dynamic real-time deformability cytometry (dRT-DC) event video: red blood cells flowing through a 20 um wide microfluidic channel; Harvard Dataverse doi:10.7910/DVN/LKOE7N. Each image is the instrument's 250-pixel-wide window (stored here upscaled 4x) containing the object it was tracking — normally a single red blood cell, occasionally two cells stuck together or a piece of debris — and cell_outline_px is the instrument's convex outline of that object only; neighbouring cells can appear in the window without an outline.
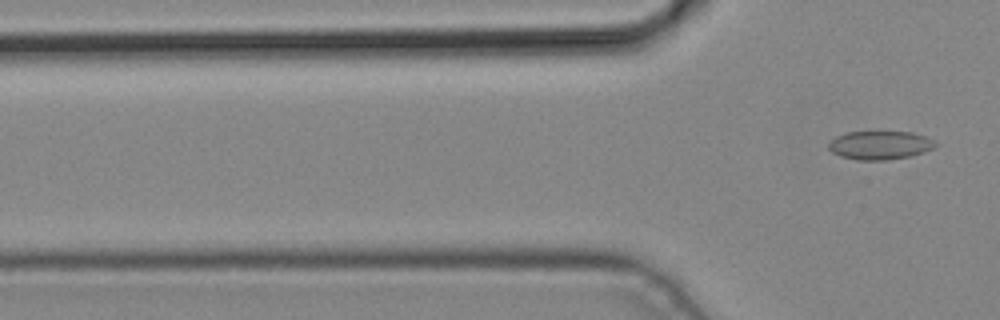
{"species": "common noctule bat (a hibernating species)", "species_latin": "Nyctalus noctula", "temperature_condition": "cold", "stored_images_in_passage": 2, "camera_frame_rate_fps": 3000, "um_per_image_px": 0.085, "animal": {"sex": "male", "body_mass_g": 19.2, "forearm_length_mm": 51.8}, "frame": {"image": 1, "passage_image": 2, "time_ms": 0.333, "image_size_px": [1000, 320], "cell_outline_px": [[940, 144], [924, 152], [912, 156], [884, 160], [856, 160], [840, 156], [832, 152], [828, 148], [828, 144], [836, 136], [848, 132], [912, 132], [924, 136]], "centroid_in_image_um": [74.8, 12.35], "position_along_channel_um": 51.0, "area_um2": 17.74}}